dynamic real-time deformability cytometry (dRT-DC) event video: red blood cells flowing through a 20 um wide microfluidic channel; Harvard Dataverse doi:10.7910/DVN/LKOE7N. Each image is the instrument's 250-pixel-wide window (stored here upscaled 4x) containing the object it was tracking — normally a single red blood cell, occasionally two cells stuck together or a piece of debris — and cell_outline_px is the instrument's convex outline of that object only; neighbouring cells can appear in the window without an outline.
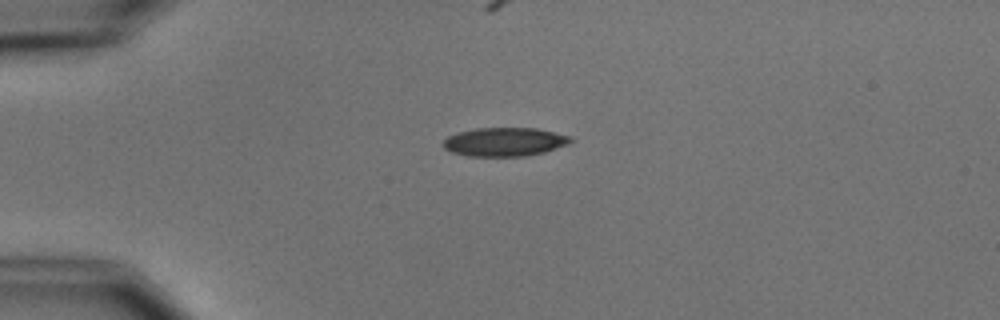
{"species": "common noctule bat (a hibernating species)", "species_latin": "Nyctalus noctula", "temperature_condition": "cold", "stored_images_in_passage": 2, "camera_frame_rate_fps": 3000, "um_per_image_px": 0.085, "animal": {"sex": "male", "body_mass_g": 15.6}, "frame": {"image": 1, "passage_image": 1, "time_ms": 0.0, "image_size_px": [1000, 320], "cell_outline_px": [[572, 140], [568, 144], [544, 152], [524, 156], [468, 156], [452, 152], [444, 148], [444, 140], [448, 136], [460, 132], [476, 128], [536, 128], [572, 136]], "centroid_in_image_um": [42.91, 12.06], "position_along_channel_um": 42.1, "area_um2": 21.15}}